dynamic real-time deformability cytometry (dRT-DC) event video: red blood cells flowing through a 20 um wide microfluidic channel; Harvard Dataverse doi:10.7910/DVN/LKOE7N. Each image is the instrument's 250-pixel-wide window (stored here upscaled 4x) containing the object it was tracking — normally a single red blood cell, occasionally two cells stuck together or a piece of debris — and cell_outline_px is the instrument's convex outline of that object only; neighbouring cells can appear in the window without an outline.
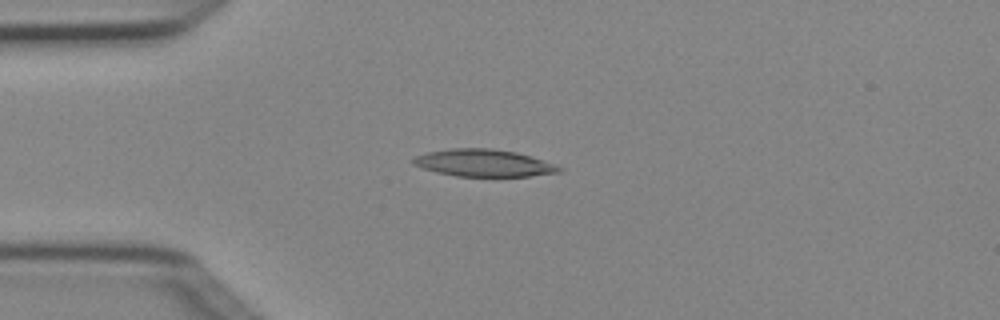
{"species": "Egyptian fruit bat (a non-hibernating species)", "species_latin": "Rousettus aegyptiacus", "temperature_condition": "cold", "stored_images_in_passage": 4, "camera_frame_rate_fps": 3000, "um_per_image_px": 0.085, "animal": {"sex": "female"}, "frame": {"image": 1, "passage_image": 4, "time_ms": 1.0, "image_size_px": [1000, 320], "cell_outline_px": [[564, 172], [532, 176], [456, 176], [436, 172], [412, 164], [412, 160], [416, 156], [428, 152], [452, 148], [488, 148], [516, 152], [564, 168]], "centroid_in_image_um": [41.12, 13.86], "position_along_channel_um": 43.9, "area_um2": 22.89}}